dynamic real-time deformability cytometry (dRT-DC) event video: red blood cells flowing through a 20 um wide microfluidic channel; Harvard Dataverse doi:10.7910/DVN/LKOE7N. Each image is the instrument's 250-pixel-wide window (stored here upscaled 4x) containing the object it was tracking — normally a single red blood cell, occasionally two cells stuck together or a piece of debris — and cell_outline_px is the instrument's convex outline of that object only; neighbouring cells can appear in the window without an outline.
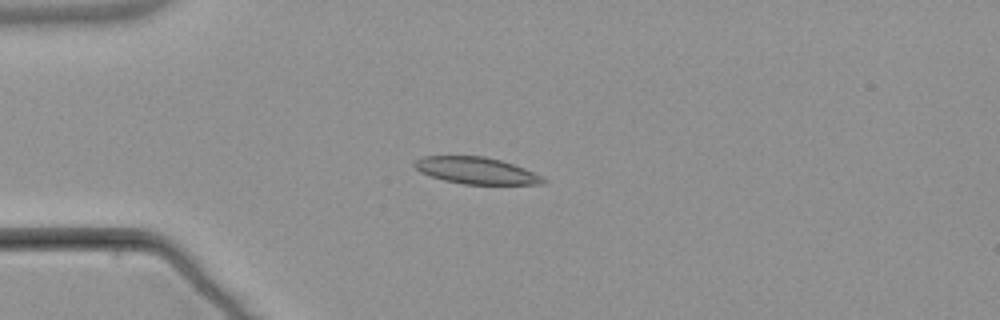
{"species": "common noctule bat (a hibernating species)", "species_latin": "Nyctalus noctula", "temperature_condition": "warm", "stored_images_in_passage": 5, "camera_frame_rate_fps": 3000, "um_per_image_px": 0.085, "animal": {"sex": "male", "body_mass_g": 21.5, "forearm_length_mm": 52.0}, "frame": {"image": 1, "passage_image": 3, "time_ms": 2.667, "image_size_px": [1000, 320], "cell_outline_px": [[548, 180], [544, 184], [464, 184], [444, 180], [420, 172], [412, 164], [416, 160], [424, 156], [484, 156], [500, 160], [524, 168], [544, 176]], "centroid_in_image_um": [40.51, 14.5], "position_along_channel_um": 44.5, "area_um2": 20.0}}
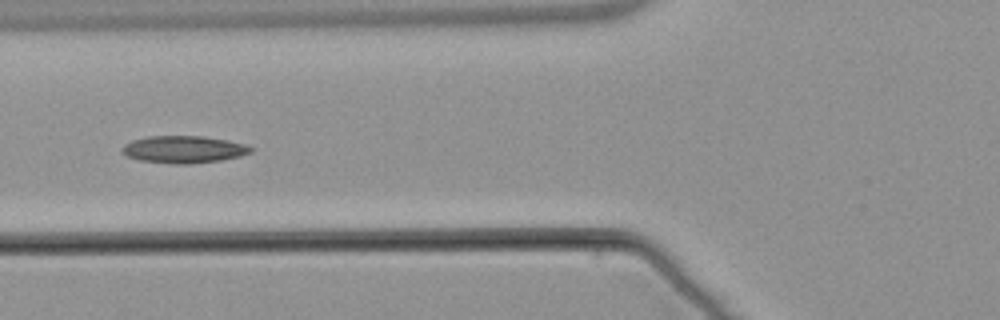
{"frame": {"image": 2, "passage_image": 5, "time_ms": 5.0, "image_size_px": [1000, 320], "cell_outline_px": [[252, 152], [240, 156], [220, 160], [192, 164], [176, 164], [140, 160], [128, 156], [120, 152], [120, 148], [124, 144], [132, 140], [148, 136], [200, 136], [228, 140], [244, 144], [252, 148]], "centroid_in_image_um": [15.58, 12.7], "position_along_channel_um": 110.2, "area_um2": 20.4}}